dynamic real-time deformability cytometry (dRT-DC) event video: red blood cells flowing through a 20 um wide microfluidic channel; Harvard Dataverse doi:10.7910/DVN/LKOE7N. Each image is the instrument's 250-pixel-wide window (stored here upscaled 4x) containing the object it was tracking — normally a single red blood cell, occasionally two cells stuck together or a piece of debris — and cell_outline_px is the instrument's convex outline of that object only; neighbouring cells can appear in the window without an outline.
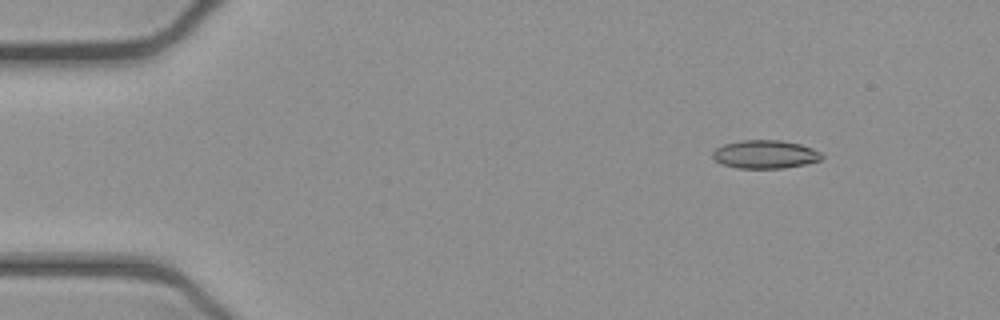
{"species": "common noctule bat (a hibernating species)", "species_latin": "Nyctalus noctula", "temperature_condition": "cold", "stored_images_in_passage": 52, "camera_frame_rate_fps": 3000, "um_per_image_px": 0.085, "animal": {"sex": "female", "body_mass_g": 21.9}, "frame": {"image": 1, "passage_image": 6, "time_ms": 1.667, "image_size_px": [1000, 320], "cell_outline_px": [[824, 156], [820, 160], [804, 164], [784, 168], [736, 168], [720, 164], [712, 156], [712, 152], [716, 148], [724, 144], [740, 140], [780, 140], [800, 144], [812, 148], [820, 152]], "centroid_in_image_um": [65.01, 13.12], "position_along_channel_um": 20.0, "area_um2": 18.03}}
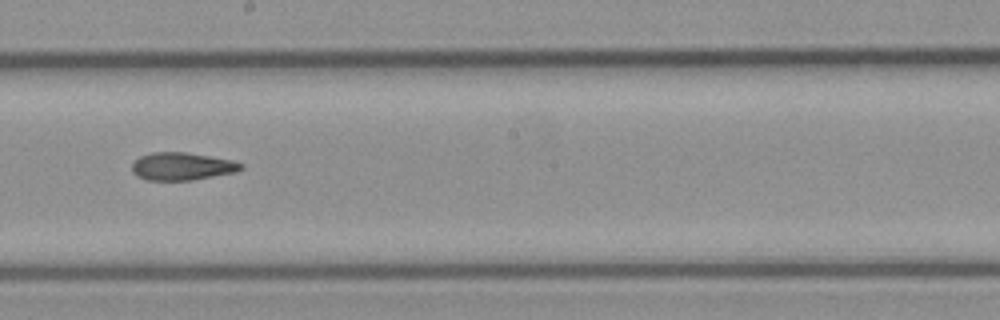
{"frame": {"image": 2, "passage_image": 29, "time_ms": 9.333, "image_size_px": [1000, 320], "cell_outline_px": [[244, 168], [236, 172], [192, 180], [148, 180], [136, 176], [132, 172], [132, 164], [140, 156], [152, 152], [184, 152], [232, 160], [244, 164]], "centroid_in_image_um": [15.47, 14.14], "position_along_channel_um": 232.7, "area_um2": 17.57}}
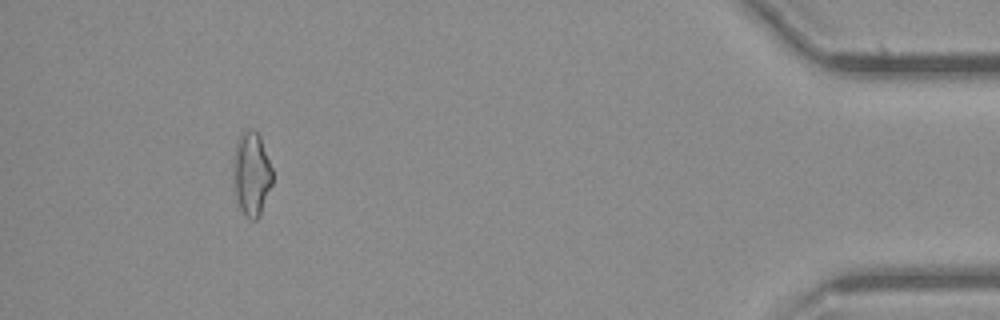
{"frame": {"image": 3, "passage_image": 48, "time_ms": 15.667, "image_size_px": [1000, 320], "cell_outline_px": [[272, 184], [260, 216], [256, 220], [252, 220], [244, 216], [240, 208], [236, 196], [232, 180], [232, 164], [236, 140], [244, 128], [252, 128], [260, 136], [272, 168]], "centroid_in_image_um": [21.35, 14.76], "position_along_channel_um": 413.8, "area_um2": 19.65}, "authors_computed_cell_mechanics": {"area_um2": 18.2648, "velocity_mm_per_s": 3.9163, "shape_relaxation_time_tau1_ms": 9.3264, "shape_relaxation_time_tau2_ms": 5.4353, "deformation_change_tau1": 0.2012, "deformation_change_tau2": 0.1437}}